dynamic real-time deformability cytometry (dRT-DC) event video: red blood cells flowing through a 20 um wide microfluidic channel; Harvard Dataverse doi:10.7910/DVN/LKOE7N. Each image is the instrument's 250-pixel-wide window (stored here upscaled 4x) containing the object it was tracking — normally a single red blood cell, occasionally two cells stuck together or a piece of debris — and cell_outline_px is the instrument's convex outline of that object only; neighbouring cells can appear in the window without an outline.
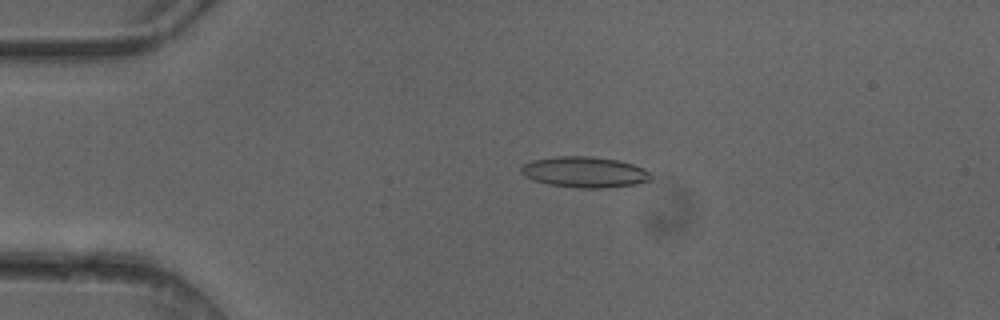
{"species": "common noctule bat (a hibernating species)", "species_latin": "Nyctalus noctula", "temperature_condition": "cold", "stored_images_in_passage": 4, "camera_frame_rate_fps": 3000, "um_per_image_px": 0.085, "animal": {"sex": "female"}, "frame": {"image": 1, "passage_image": 3, "time_ms": 0.667, "image_size_px": [1000, 320], "cell_outline_px": [[652, 180], [632, 184], [604, 188], [576, 188], [548, 184], [532, 180], [524, 176], [520, 172], [520, 168], [524, 164], [532, 160], [556, 156], [592, 156], [616, 160], [632, 164], [644, 168], [652, 176]], "centroid_in_image_um": [49.65, 14.63], "position_along_channel_um": 35.3, "area_um2": 23.35}}